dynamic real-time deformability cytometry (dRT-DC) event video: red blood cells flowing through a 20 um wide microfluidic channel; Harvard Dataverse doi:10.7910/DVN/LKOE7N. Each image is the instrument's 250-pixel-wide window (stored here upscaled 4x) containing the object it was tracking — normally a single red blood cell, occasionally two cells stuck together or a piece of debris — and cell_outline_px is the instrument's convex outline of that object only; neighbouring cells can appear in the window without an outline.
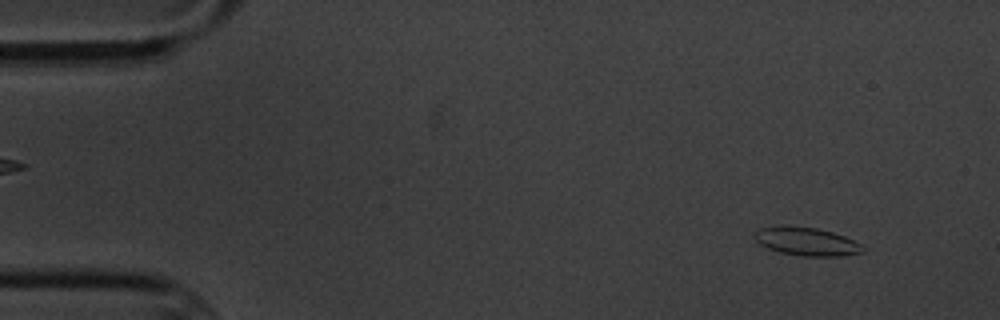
{"species": "common noctule bat (a hibernating species)", "species_latin": "Nyctalus noctula", "temperature_condition": "cold", "stored_images_in_passage": 3, "camera_frame_rate_fps": 3000, "um_per_image_px": 0.085, "animal": {"sex": "male", "body_mass_g": 20.1, "forearm_length_mm": 53.5}, "frame": {"image": 1, "passage_image": 3, "time_ms": 3.0, "image_size_px": [1000, 320], "cell_outline_px": [[864, 252], [840, 256], [800, 256], [780, 252], [768, 248], [760, 244], [752, 236], [760, 228], [788, 224], [816, 228], [832, 232], [844, 236], [860, 244], [864, 248]], "centroid_in_image_um": [68.52, 20.51], "position_along_channel_um": 16.5, "area_um2": 17.92}}